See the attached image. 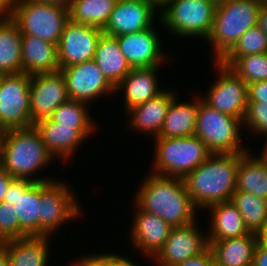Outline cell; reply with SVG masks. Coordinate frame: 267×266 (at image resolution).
Wrapping results in <instances>:
<instances>
[{
    "label": "cell",
    "instance_id": "60d3db41",
    "mask_svg": "<svg viewBox=\"0 0 267 266\" xmlns=\"http://www.w3.org/2000/svg\"><path fill=\"white\" fill-rule=\"evenodd\" d=\"M252 266H267V247L259 241L254 249Z\"/></svg>",
    "mask_w": 267,
    "mask_h": 266
},
{
    "label": "cell",
    "instance_id": "ffe728a7",
    "mask_svg": "<svg viewBox=\"0 0 267 266\" xmlns=\"http://www.w3.org/2000/svg\"><path fill=\"white\" fill-rule=\"evenodd\" d=\"M130 240L136 250L152 258L163 247L172 227L157 215L142 211L136 205Z\"/></svg>",
    "mask_w": 267,
    "mask_h": 266
},
{
    "label": "cell",
    "instance_id": "7a4b0ae2",
    "mask_svg": "<svg viewBox=\"0 0 267 266\" xmlns=\"http://www.w3.org/2000/svg\"><path fill=\"white\" fill-rule=\"evenodd\" d=\"M239 154L212 153L183 180L197 209L230 201L236 191Z\"/></svg>",
    "mask_w": 267,
    "mask_h": 266
},
{
    "label": "cell",
    "instance_id": "277c9868",
    "mask_svg": "<svg viewBox=\"0 0 267 266\" xmlns=\"http://www.w3.org/2000/svg\"><path fill=\"white\" fill-rule=\"evenodd\" d=\"M261 5L257 0L218 1L211 32L206 39L213 45L216 61H220L245 32L258 24Z\"/></svg>",
    "mask_w": 267,
    "mask_h": 266
},
{
    "label": "cell",
    "instance_id": "ee69618b",
    "mask_svg": "<svg viewBox=\"0 0 267 266\" xmlns=\"http://www.w3.org/2000/svg\"><path fill=\"white\" fill-rule=\"evenodd\" d=\"M257 25L267 36V4H262L260 7Z\"/></svg>",
    "mask_w": 267,
    "mask_h": 266
},
{
    "label": "cell",
    "instance_id": "603a6c76",
    "mask_svg": "<svg viewBox=\"0 0 267 266\" xmlns=\"http://www.w3.org/2000/svg\"><path fill=\"white\" fill-rule=\"evenodd\" d=\"M160 67L132 68L129 74L115 87L117 90L124 89L125 112L132 107L155 98L165 89H160L157 80V72Z\"/></svg>",
    "mask_w": 267,
    "mask_h": 266
},
{
    "label": "cell",
    "instance_id": "f5cc1de1",
    "mask_svg": "<svg viewBox=\"0 0 267 266\" xmlns=\"http://www.w3.org/2000/svg\"><path fill=\"white\" fill-rule=\"evenodd\" d=\"M156 1L158 2L159 5H161L166 0H156Z\"/></svg>",
    "mask_w": 267,
    "mask_h": 266
},
{
    "label": "cell",
    "instance_id": "6da1fadb",
    "mask_svg": "<svg viewBox=\"0 0 267 266\" xmlns=\"http://www.w3.org/2000/svg\"><path fill=\"white\" fill-rule=\"evenodd\" d=\"M135 205L142 211L157 215L171 227L195 222L196 206L187 193L184 180L150 173L140 185Z\"/></svg>",
    "mask_w": 267,
    "mask_h": 266
},
{
    "label": "cell",
    "instance_id": "8fae6325",
    "mask_svg": "<svg viewBox=\"0 0 267 266\" xmlns=\"http://www.w3.org/2000/svg\"><path fill=\"white\" fill-rule=\"evenodd\" d=\"M218 77L202 100L210 107L243 121L248 104V84L231 68L215 61Z\"/></svg>",
    "mask_w": 267,
    "mask_h": 266
},
{
    "label": "cell",
    "instance_id": "d6986e66",
    "mask_svg": "<svg viewBox=\"0 0 267 266\" xmlns=\"http://www.w3.org/2000/svg\"><path fill=\"white\" fill-rule=\"evenodd\" d=\"M33 126L39 132L50 154L56 158L59 156L63 161L70 159L78 146L82 144L81 142L95 131V128H73L60 125L50 118L39 121Z\"/></svg>",
    "mask_w": 267,
    "mask_h": 266
},
{
    "label": "cell",
    "instance_id": "4fadbf2b",
    "mask_svg": "<svg viewBox=\"0 0 267 266\" xmlns=\"http://www.w3.org/2000/svg\"><path fill=\"white\" fill-rule=\"evenodd\" d=\"M60 71L71 100L90 105L97 98L116 92L94 60L64 67Z\"/></svg>",
    "mask_w": 267,
    "mask_h": 266
},
{
    "label": "cell",
    "instance_id": "3957f363",
    "mask_svg": "<svg viewBox=\"0 0 267 266\" xmlns=\"http://www.w3.org/2000/svg\"><path fill=\"white\" fill-rule=\"evenodd\" d=\"M54 159L34 126L4 131L0 165L13 178L34 182L52 181L53 179L49 177L34 178L33 176H37L34 173L49 165L48 163Z\"/></svg>",
    "mask_w": 267,
    "mask_h": 266
},
{
    "label": "cell",
    "instance_id": "8992f818",
    "mask_svg": "<svg viewBox=\"0 0 267 266\" xmlns=\"http://www.w3.org/2000/svg\"><path fill=\"white\" fill-rule=\"evenodd\" d=\"M11 19L22 35H31L58 45L69 7L35 0H13Z\"/></svg>",
    "mask_w": 267,
    "mask_h": 266
},
{
    "label": "cell",
    "instance_id": "b9f144b4",
    "mask_svg": "<svg viewBox=\"0 0 267 266\" xmlns=\"http://www.w3.org/2000/svg\"><path fill=\"white\" fill-rule=\"evenodd\" d=\"M14 178L0 165V203L3 202L5 192Z\"/></svg>",
    "mask_w": 267,
    "mask_h": 266
},
{
    "label": "cell",
    "instance_id": "816d5d0a",
    "mask_svg": "<svg viewBox=\"0 0 267 266\" xmlns=\"http://www.w3.org/2000/svg\"><path fill=\"white\" fill-rule=\"evenodd\" d=\"M261 4H267V0H257Z\"/></svg>",
    "mask_w": 267,
    "mask_h": 266
},
{
    "label": "cell",
    "instance_id": "db71d44e",
    "mask_svg": "<svg viewBox=\"0 0 267 266\" xmlns=\"http://www.w3.org/2000/svg\"><path fill=\"white\" fill-rule=\"evenodd\" d=\"M107 1L117 3V2H119L120 0H107Z\"/></svg>",
    "mask_w": 267,
    "mask_h": 266
},
{
    "label": "cell",
    "instance_id": "cb8c5ba5",
    "mask_svg": "<svg viewBox=\"0 0 267 266\" xmlns=\"http://www.w3.org/2000/svg\"><path fill=\"white\" fill-rule=\"evenodd\" d=\"M50 236H27L7 240L0 246L7 252L10 266H48Z\"/></svg>",
    "mask_w": 267,
    "mask_h": 266
},
{
    "label": "cell",
    "instance_id": "ac0fdd59",
    "mask_svg": "<svg viewBox=\"0 0 267 266\" xmlns=\"http://www.w3.org/2000/svg\"><path fill=\"white\" fill-rule=\"evenodd\" d=\"M154 27L140 32L115 36L121 53L132 68L159 67L163 62L164 53L161 40Z\"/></svg>",
    "mask_w": 267,
    "mask_h": 266
},
{
    "label": "cell",
    "instance_id": "9c48e42d",
    "mask_svg": "<svg viewBox=\"0 0 267 266\" xmlns=\"http://www.w3.org/2000/svg\"><path fill=\"white\" fill-rule=\"evenodd\" d=\"M40 202L39 236H52L65 221L68 223L82 212L73 191L63 181H41Z\"/></svg>",
    "mask_w": 267,
    "mask_h": 266
},
{
    "label": "cell",
    "instance_id": "52a82bcc",
    "mask_svg": "<svg viewBox=\"0 0 267 266\" xmlns=\"http://www.w3.org/2000/svg\"><path fill=\"white\" fill-rule=\"evenodd\" d=\"M217 4L216 0H166L160 5V14L158 12L159 25L179 37L206 40L211 32Z\"/></svg>",
    "mask_w": 267,
    "mask_h": 266
},
{
    "label": "cell",
    "instance_id": "e575fe53",
    "mask_svg": "<svg viewBox=\"0 0 267 266\" xmlns=\"http://www.w3.org/2000/svg\"><path fill=\"white\" fill-rule=\"evenodd\" d=\"M247 84L267 80V52L238 57L230 66Z\"/></svg>",
    "mask_w": 267,
    "mask_h": 266
},
{
    "label": "cell",
    "instance_id": "2e32d148",
    "mask_svg": "<svg viewBox=\"0 0 267 266\" xmlns=\"http://www.w3.org/2000/svg\"><path fill=\"white\" fill-rule=\"evenodd\" d=\"M30 99L32 125L50 118L55 109L70 99L61 71L31 76Z\"/></svg>",
    "mask_w": 267,
    "mask_h": 266
},
{
    "label": "cell",
    "instance_id": "bcb514c9",
    "mask_svg": "<svg viewBox=\"0 0 267 266\" xmlns=\"http://www.w3.org/2000/svg\"><path fill=\"white\" fill-rule=\"evenodd\" d=\"M0 266H10L7 252L0 246Z\"/></svg>",
    "mask_w": 267,
    "mask_h": 266
},
{
    "label": "cell",
    "instance_id": "ba28073f",
    "mask_svg": "<svg viewBox=\"0 0 267 266\" xmlns=\"http://www.w3.org/2000/svg\"><path fill=\"white\" fill-rule=\"evenodd\" d=\"M243 122L207 105L199 98L195 136L205 143L211 153L240 154L247 152L241 145L239 133Z\"/></svg>",
    "mask_w": 267,
    "mask_h": 266
},
{
    "label": "cell",
    "instance_id": "5b68a950",
    "mask_svg": "<svg viewBox=\"0 0 267 266\" xmlns=\"http://www.w3.org/2000/svg\"><path fill=\"white\" fill-rule=\"evenodd\" d=\"M155 139L153 174L184 179L212 154L195 135Z\"/></svg>",
    "mask_w": 267,
    "mask_h": 266
},
{
    "label": "cell",
    "instance_id": "74e56055",
    "mask_svg": "<svg viewBox=\"0 0 267 266\" xmlns=\"http://www.w3.org/2000/svg\"><path fill=\"white\" fill-rule=\"evenodd\" d=\"M134 263L125 256L115 253H101L82 257L71 264V266H131Z\"/></svg>",
    "mask_w": 267,
    "mask_h": 266
},
{
    "label": "cell",
    "instance_id": "7dc6e473",
    "mask_svg": "<svg viewBox=\"0 0 267 266\" xmlns=\"http://www.w3.org/2000/svg\"><path fill=\"white\" fill-rule=\"evenodd\" d=\"M39 2H46V3H54V4H61L68 6L70 3V0H35Z\"/></svg>",
    "mask_w": 267,
    "mask_h": 266
},
{
    "label": "cell",
    "instance_id": "8d00e7d4",
    "mask_svg": "<svg viewBox=\"0 0 267 266\" xmlns=\"http://www.w3.org/2000/svg\"><path fill=\"white\" fill-rule=\"evenodd\" d=\"M19 238V220L14 205L0 203V243Z\"/></svg>",
    "mask_w": 267,
    "mask_h": 266
},
{
    "label": "cell",
    "instance_id": "9a60e30c",
    "mask_svg": "<svg viewBox=\"0 0 267 266\" xmlns=\"http://www.w3.org/2000/svg\"><path fill=\"white\" fill-rule=\"evenodd\" d=\"M208 248V236L199 230L198 222L195 221L185 226L172 227L165 244L153 257V262L158 266H176L202 254Z\"/></svg>",
    "mask_w": 267,
    "mask_h": 266
},
{
    "label": "cell",
    "instance_id": "44dd1931",
    "mask_svg": "<svg viewBox=\"0 0 267 266\" xmlns=\"http://www.w3.org/2000/svg\"><path fill=\"white\" fill-rule=\"evenodd\" d=\"M175 92L165 89L155 98L129 109L126 113L131 118L130 127L143 133H150L155 138L163 127L168 108L176 97Z\"/></svg>",
    "mask_w": 267,
    "mask_h": 266
},
{
    "label": "cell",
    "instance_id": "83f0119b",
    "mask_svg": "<svg viewBox=\"0 0 267 266\" xmlns=\"http://www.w3.org/2000/svg\"><path fill=\"white\" fill-rule=\"evenodd\" d=\"M176 96L171 102L163 127L156 138H171L194 136L196 120L199 108V97L194 98L190 103L177 102Z\"/></svg>",
    "mask_w": 267,
    "mask_h": 266
},
{
    "label": "cell",
    "instance_id": "ab89813d",
    "mask_svg": "<svg viewBox=\"0 0 267 266\" xmlns=\"http://www.w3.org/2000/svg\"><path fill=\"white\" fill-rule=\"evenodd\" d=\"M214 261V257L210 248H208L202 254L187 259L186 261L176 265V266H211Z\"/></svg>",
    "mask_w": 267,
    "mask_h": 266
},
{
    "label": "cell",
    "instance_id": "f35d334b",
    "mask_svg": "<svg viewBox=\"0 0 267 266\" xmlns=\"http://www.w3.org/2000/svg\"><path fill=\"white\" fill-rule=\"evenodd\" d=\"M248 102H264L267 105V80L248 84Z\"/></svg>",
    "mask_w": 267,
    "mask_h": 266
},
{
    "label": "cell",
    "instance_id": "7bdbcfd3",
    "mask_svg": "<svg viewBox=\"0 0 267 266\" xmlns=\"http://www.w3.org/2000/svg\"><path fill=\"white\" fill-rule=\"evenodd\" d=\"M13 0H0V21L11 18Z\"/></svg>",
    "mask_w": 267,
    "mask_h": 266
},
{
    "label": "cell",
    "instance_id": "5bb4252c",
    "mask_svg": "<svg viewBox=\"0 0 267 266\" xmlns=\"http://www.w3.org/2000/svg\"><path fill=\"white\" fill-rule=\"evenodd\" d=\"M3 202L14 205L19 220V238L39 236L40 182L14 178Z\"/></svg>",
    "mask_w": 267,
    "mask_h": 266
},
{
    "label": "cell",
    "instance_id": "7c38bea8",
    "mask_svg": "<svg viewBox=\"0 0 267 266\" xmlns=\"http://www.w3.org/2000/svg\"><path fill=\"white\" fill-rule=\"evenodd\" d=\"M101 28L69 20L57 45L60 69L94 60Z\"/></svg>",
    "mask_w": 267,
    "mask_h": 266
},
{
    "label": "cell",
    "instance_id": "f1b7e54d",
    "mask_svg": "<svg viewBox=\"0 0 267 266\" xmlns=\"http://www.w3.org/2000/svg\"><path fill=\"white\" fill-rule=\"evenodd\" d=\"M250 151L239 154L236 191L254 194L267 200V163Z\"/></svg>",
    "mask_w": 267,
    "mask_h": 266
},
{
    "label": "cell",
    "instance_id": "e0dca14e",
    "mask_svg": "<svg viewBox=\"0 0 267 266\" xmlns=\"http://www.w3.org/2000/svg\"><path fill=\"white\" fill-rule=\"evenodd\" d=\"M155 11H160L156 0H120L102 29L103 34L115 37L150 28Z\"/></svg>",
    "mask_w": 267,
    "mask_h": 266
},
{
    "label": "cell",
    "instance_id": "30bf717a",
    "mask_svg": "<svg viewBox=\"0 0 267 266\" xmlns=\"http://www.w3.org/2000/svg\"><path fill=\"white\" fill-rule=\"evenodd\" d=\"M31 76L22 72L3 75L0 81V130L33 127L30 119Z\"/></svg>",
    "mask_w": 267,
    "mask_h": 266
},
{
    "label": "cell",
    "instance_id": "4dcf8cb0",
    "mask_svg": "<svg viewBox=\"0 0 267 266\" xmlns=\"http://www.w3.org/2000/svg\"><path fill=\"white\" fill-rule=\"evenodd\" d=\"M116 3L107 0H70V20L101 29L107 24Z\"/></svg>",
    "mask_w": 267,
    "mask_h": 266
},
{
    "label": "cell",
    "instance_id": "681fc988",
    "mask_svg": "<svg viewBox=\"0 0 267 266\" xmlns=\"http://www.w3.org/2000/svg\"><path fill=\"white\" fill-rule=\"evenodd\" d=\"M3 134H4V131L0 130V163H1V143H2Z\"/></svg>",
    "mask_w": 267,
    "mask_h": 266
},
{
    "label": "cell",
    "instance_id": "f907efd6",
    "mask_svg": "<svg viewBox=\"0 0 267 266\" xmlns=\"http://www.w3.org/2000/svg\"><path fill=\"white\" fill-rule=\"evenodd\" d=\"M211 266H223V265L219 264L218 262H216V261L214 260L213 263L211 264Z\"/></svg>",
    "mask_w": 267,
    "mask_h": 266
},
{
    "label": "cell",
    "instance_id": "c3c4849f",
    "mask_svg": "<svg viewBox=\"0 0 267 266\" xmlns=\"http://www.w3.org/2000/svg\"><path fill=\"white\" fill-rule=\"evenodd\" d=\"M260 157H262L266 161V163H267V138H266L265 144L263 146V150L261 152Z\"/></svg>",
    "mask_w": 267,
    "mask_h": 266
},
{
    "label": "cell",
    "instance_id": "d4e9b609",
    "mask_svg": "<svg viewBox=\"0 0 267 266\" xmlns=\"http://www.w3.org/2000/svg\"><path fill=\"white\" fill-rule=\"evenodd\" d=\"M258 242V234L224 240L209 241L214 260L223 266H252L253 253Z\"/></svg>",
    "mask_w": 267,
    "mask_h": 266
},
{
    "label": "cell",
    "instance_id": "836d02e7",
    "mask_svg": "<svg viewBox=\"0 0 267 266\" xmlns=\"http://www.w3.org/2000/svg\"><path fill=\"white\" fill-rule=\"evenodd\" d=\"M87 107L85 102L69 99L54 110L50 119L73 128H96Z\"/></svg>",
    "mask_w": 267,
    "mask_h": 266
},
{
    "label": "cell",
    "instance_id": "d6a6232c",
    "mask_svg": "<svg viewBox=\"0 0 267 266\" xmlns=\"http://www.w3.org/2000/svg\"><path fill=\"white\" fill-rule=\"evenodd\" d=\"M267 52V36L258 25L245 32L233 48L220 60L230 66L238 57Z\"/></svg>",
    "mask_w": 267,
    "mask_h": 266
},
{
    "label": "cell",
    "instance_id": "7402d4cb",
    "mask_svg": "<svg viewBox=\"0 0 267 266\" xmlns=\"http://www.w3.org/2000/svg\"><path fill=\"white\" fill-rule=\"evenodd\" d=\"M22 72L34 76L60 70L57 45L31 35H22Z\"/></svg>",
    "mask_w": 267,
    "mask_h": 266
},
{
    "label": "cell",
    "instance_id": "4316f807",
    "mask_svg": "<svg viewBox=\"0 0 267 266\" xmlns=\"http://www.w3.org/2000/svg\"><path fill=\"white\" fill-rule=\"evenodd\" d=\"M94 61L114 87L132 70L125 56L121 53L117 39L105 34L99 39Z\"/></svg>",
    "mask_w": 267,
    "mask_h": 266
},
{
    "label": "cell",
    "instance_id": "f6af8a7d",
    "mask_svg": "<svg viewBox=\"0 0 267 266\" xmlns=\"http://www.w3.org/2000/svg\"><path fill=\"white\" fill-rule=\"evenodd\" d=\"M258 241L267 247V221L263 229L258 233Z\"/></svg>",
    "mask_w": 267,
    "mask_h": 266
},
{
    "label": "cell",
    "instance_id": "d590c367",
    "mask_svg": "<svg viewBox=\"0 0 267 266\" xmlns=\"http://www.w3.org/2000/svg\"><path fill=\"white\" fill-rule=\"evenodd\" d=\"M242 122L253 134L267 136V105L264 102H248Z\"/></svg>",
    "mask_w": 267,
    "mask_h": 266
},
{
    "label": "cell",
    "instance_id": "f546056e",
    "mask_svg": "<svg viewBox=\"0 0 267 266\" xmlns=\"http://www.w3.org/2000/svg\"><path fill=\"white\" fill-rule=\"evenodd\" d=\"M22 34L11 19L0 21V74L22 73Z\"/></svg>",
    "mask_w": 267,
    "mask_h": 266
},
{
    "label": "cell",
    "instance_id": "1f68e13d",
    "mask_svg": "<svg viewBox=\"0 0 267 266\" xmlns=\"http://www.w3.org/2000/svg\"><path fill=\"white\" fill-rule=\"evenodd\" d=\"M230 202L240 212L250 232L258 234L267 221V200L243 191H235Z\"/></svg>",
    "mask_w": 267,
    "mask_h": 266
},
{
    "label": "cell",
    "instance_id": "484cf974",
    "mask_svg": "<svg viewBox=\"0 0 267 266\" xmlns=\"http://www.w3.org/2000/svg\"><path fill=\"white\" fill-rule=\"evenodd\" d=\"M211 212L208 241L224 240L240 237L250 233L244 220L232 202H222L210 205Z\"/></svg>",
    "mask_w": 267,
    "mask_h": 266
}]
</instances>
